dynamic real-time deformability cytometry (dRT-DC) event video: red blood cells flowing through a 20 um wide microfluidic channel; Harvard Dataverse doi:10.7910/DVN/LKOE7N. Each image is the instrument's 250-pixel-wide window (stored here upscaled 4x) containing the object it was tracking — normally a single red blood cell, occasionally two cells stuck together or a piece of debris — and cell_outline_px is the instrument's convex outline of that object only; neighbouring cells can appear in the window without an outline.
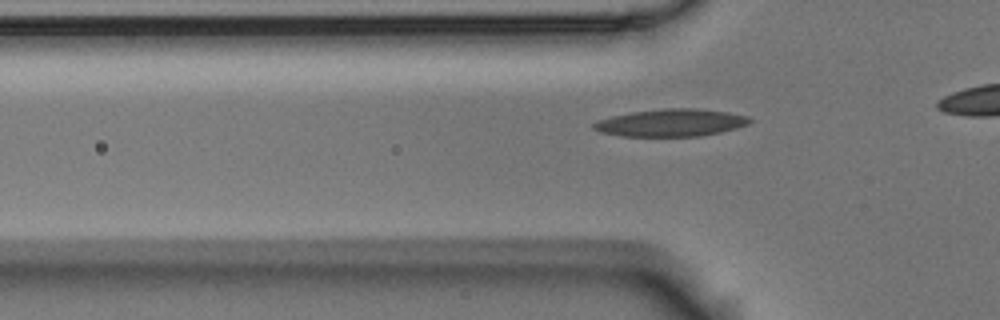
{"species": "Egyptian fruit bat (a non-hibernating species)", "species_latin": "Rousettus aegyptiacus", "temperature_condition": "room temperature", "stored_images_in_passage": 4, "segment_of_instrument_passage": [2, 2], "camera_frame_rate_fps": 3000, "um_per_image_px": 0.085, "animal": {"sex": "male"}, "frame": {"image": 1, "passage_image": 4, "time_ms": 1.0, "image_size_px": [1000, 320], "cell_outline_px": [[752, 120], [748, 124], [736, 128], [720, 132], [700, 136], [620, 136], [600, 132], [592, 128], [592, 124], [600, 120], [612, 116], [632, 112], [664, 108], [700, 108], [728, 112], [748, 116]], "centroid_in_image_um": [57.05, 10.43], "position_along_channel_um": 68.8, "area_um2": 24.91}}